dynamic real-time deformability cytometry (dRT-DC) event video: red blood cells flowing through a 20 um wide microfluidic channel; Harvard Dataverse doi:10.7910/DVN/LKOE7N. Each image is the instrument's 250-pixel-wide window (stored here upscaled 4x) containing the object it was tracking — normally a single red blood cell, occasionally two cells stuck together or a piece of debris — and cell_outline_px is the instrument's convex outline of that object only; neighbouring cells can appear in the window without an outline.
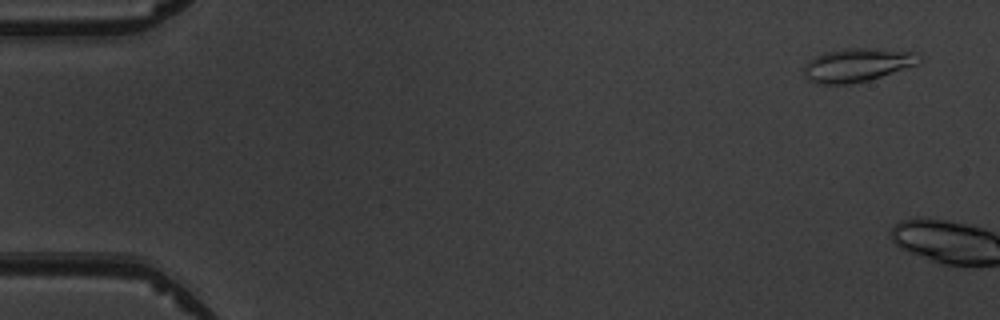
{"species": "common noctule bat (a hibernating species)", "species_latin": "Nyctalus noctula", "temperature_condition": "warm", "stored_images_in_passage": 2, "camera_frame_rate_fps": 3000, "um_per_image_px": 0.085, "animal": {"sex": "male", "body_mass_g": 19.5, "forearm_length_mm": 54.6}, "frame": {"image": 1, "passage_image": 1, "time_ms": 0.0, "image_size_px": [1000, 320], "cell_outline_px": [[920, 60], [916, 64], [868, 80], [852, 84], [816, 84], [808, 80], [804, 76], [804, 68], [808, 60], [824, 52], [844, 48], [868, 48], [916, 52]], "centroid_in_image_um": [72.78, 5.52], "position_along_channel_um": 12.2, "area_um2": 22.25}}